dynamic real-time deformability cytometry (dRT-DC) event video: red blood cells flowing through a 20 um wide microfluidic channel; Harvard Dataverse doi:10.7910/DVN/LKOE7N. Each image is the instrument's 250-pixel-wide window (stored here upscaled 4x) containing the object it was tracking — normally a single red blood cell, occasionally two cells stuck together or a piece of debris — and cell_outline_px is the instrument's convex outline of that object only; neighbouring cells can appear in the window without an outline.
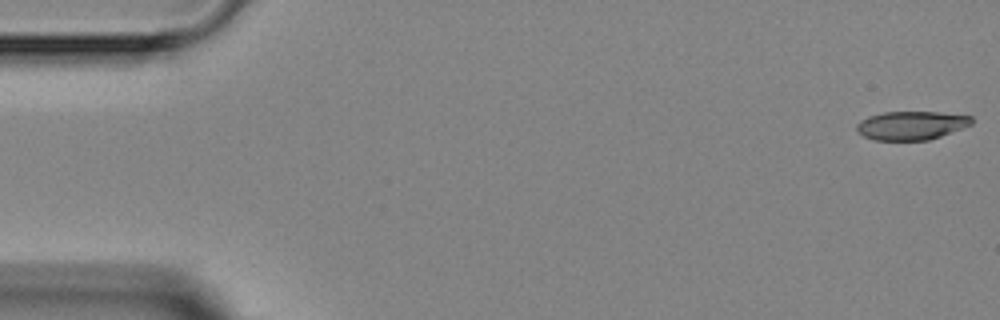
{"species": "Egyptian fruit bat (a non-hibernating species)", "species_latin": "Rousettus aegyptiacus", "temperature_condition": "room temperature", "stored_images_in_passage": 4, "camera_frame_rate_fps": 3000, "um_per_image_px": 0.085, "animal": {"sex": "female"}, "frame": {"image": 1, "passage_image": 1, "time_ms": 0.0, "image_size_px": [1000, 320], "cell_outline_px": [[972, 124], [940, 136], [928, 140], [872, 140], [864, 136], [856, 128], [856, 124], [860, 120], [868, 116], [884, 112], [940, 112], [972, 116]], "centroid_in_image_um": [77.44, 10.65], "position_along_channel_um": 7.6, "area_um2": 19.07}}
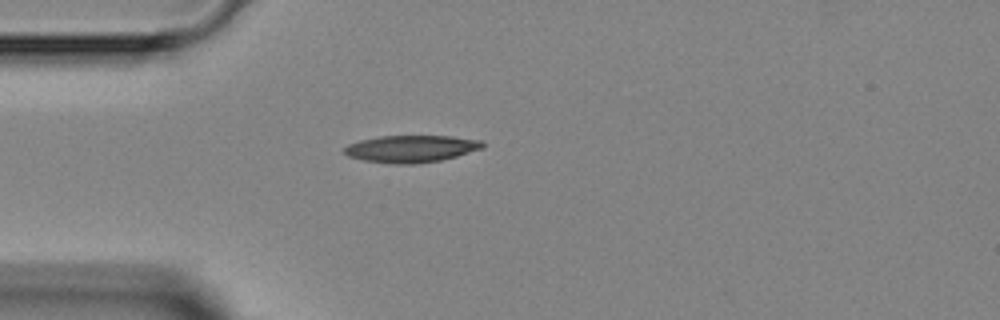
{"frame": {"image": 2, "passage_image": 4, "time_ms": 4.0, "image_size_px": [1000, 320], "cell_outline_px": [[484, 148], [456, 156], [440, 160], [412, 164], [396, 164], [364, 160], [348, 156], [344, 152], [344, 148], [348, 144], [360, 140], [380, 136], [452, 136], [484, 140]], "centroid_in_image_um": [34.98, 12.63], "position_along_channel_um": 50.0, "area_um2": 21.79}}